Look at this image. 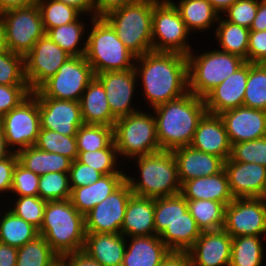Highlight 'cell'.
<instances>
[{"mask_svg":"<svg viewBox=\"0 0 266 266\" xmlns=\"http://www.w3.org/2000/svg\"><path fill=\"white\" fill-rule=\"evenodd\" d=\"M134 70L152 108L189 92L187 56L175 52H148L137 56ZM138 61V62H137Z\"/></svg>","mask_w":266,"mask_h":266,"instance_id":"1","label":"cell"},{"mask_svg":"<svg viewBox=\"0 0 266 266\" xmlns=\"http://www.w3.org/2000/svg\"><path fill=\"white\" fill-rule=\"evenodd\" d=\"M161 150L189 146L198 123L207 112L204 98L191 92L153 108Z\"/></svg>","mask_w":266,"mask_h":266,"instance_id":"2","label":"cell"},{"mask_svg":"<svg viewBox=\"0 0 266 266\" xmlns=\"http://www.w3.org/2000/svg\"><path fill=\"white\" fill-rule=\"evenodd\" d=\"M38 232L61 258L81 251L86 236L84 215L69 199L47 201Z\"/></svg>","mask_w":266,"mask_h":266,"instance_id":"3","label":"cell"},{"mask_svg":"<svg viewBox=\"0 0 266 266\" xmlns=\"http://www.w3.org/2000/svg\"><path fill=\"white\" fill-rule=\"evenodd\" d=\"M136 160L141 179L137 181L126 175L133 195L156 199L180 193L177 162L172 151L161 150L138 156Z\"/></svg>","mask_w":266,"mask_h":266,"instance_id":"4","label":"cell"},{"mask_svg":"<svg viewBox=\"0 0 266 266\" xmlns=\"http://www.w3.org/2000/svg\"><path fill=\"white\" fill-rule=\"evenodd\" d=\"M92 29L87 35L85 58L94 74L125 71L134 68L136 56L117 37L104 18H91Z\"/></svg>","mask_w":266,"mask_h":266,"instance_id":"5","label":"cell"},{"mask_svg":"<svg viewBox=\"0 0 266 266\" xmlns=\"http://www.w3.org/2000/svg\"><path fill=\"white\" fill-rule=\"evenodd\" d=\"M153 1L139 0L114 10L103 17L115 30L117 37L137 57L153 51Z\"/></svg>","mask_w":266,"mask_h":266,"instance_id":"6","label":"cell"},{"mask_svg":"<svg viewBox=\"0 0 266 266\" xmlns=\"http://www.w3.org/2000/svg\"><path fill=\"white\" fill-rule=\"evenodd\" d=\"M187 62L188 90L204 98L246 61L238 55L215 49V51L204 52L198 56H194L192 50L187 55Z\"/></svg>","mask_w":266,"mask_h":266,"instance_id":"7","label":"cell"},{"mask_svg":"<svg viewBox=\"0 0 266 266\" xmlns=\"http://www.w3.org/2000/svg\"><path fill=\"white\" fill-rule=\"evenodd\" d=\"M117 154L128 158L161 151L153 114L137 111L116 120L113 126Z\"/></svg>","mask_w":266,"mask_h":266,"instance_id":"8","label":"cell"},{"mask_svg":"<svg viewBox=\"0 0 266 266\" xmlns=\"http://www.w3.org/2000/svg\"><path fill=\"white\" fill-rule=\"evenodd\" d=\"M92 66L85 56H72L57 73L31 93L35 97L80 101L88 84L94 79Z\"/></svg>","mask_w":266,"mask_h":266,"instance_id":"9","label":"cell"},{"mask_svg":"<svg viewBox=\"0 0 266 266\" xmlns=\"http://www.w3.org/2000/svg\"><path fill=\"white\" fill-rule=\"evenodd\" d=\"M178 9L172 2H154L152 14V48L154 52H175L188 55L191 45Z\"/></svg>","mask_w":266,"mask_h":266,"instance_id":"10","label":"cell"},{"mask_svg":"<svg viewBox=\"0 0 266 266\" xmlns=\"http://www.w3.org/2000/svg\"><path fill=\"white\" fill-rule=\"evenodd\" d=\"M7 50L26 56L45 35L38 4L2 12Z\"/></svg>","mask_w":266,"mask_h":266,"instance_id":"11","label":"cell"},{"mask_svg":"<svg viewBox=\"0 0 266 266\" xmlns=\"http://www.w3.org/2000/svg\"><path fill=\"white\" fill-rule=\"evenodd\" d=\"M8 147L13 152L35 146L40 131V114L37 98L31 93L17 107L5 114L0 122Z\"/></svg>","mask_w":266,"mask_h":266,"instance_id":"12","label":"cell"},{"mask_svg":"<svg viewBox=\"0 0 266 266\" xmlns=\"http://www.w3.org/2000/svg\"><path fill=\"white\" fill-rule=\"evenodd\" d=\"M223 229L232 238L266 233V199L234 198L226 206Z\"/></svg>","mask_w":266,"mask_h":266,"instance_id":"13","label":"cell"},{"mask_svg":"<svg viewBox=\"0 0 266 266\" xmlns=\"http://www.w3.org/2000/svg\"><path fill=\"white\" fill-rule=\"evenodd\" d=\"M71 57L46 34L41 37L24 56L25 78L29 89L37 90Z\"/></svg>","mask_w":266,"mask_h":266,"instance_id":"14","label":"cell"},{"mask_svg":"<svg viewBox=\"0 0 266 266\" xmlns=\"http://www.w3.org/2000/svg\"><path fill=\"white\" fill-rule=\"evenodd\" d=\"M133 195L125 181L116 191L84 215L86 233H121L127 202Z\"/></svg>","mask_w":266,"mask_h":266,"instance_id":"15","label":"cell"},{"mask_svg":"<svg viewBox=\"0 0 266 266\" xmlns=\"http://www.w3.org/2000/svg\"><path fill=\"white\" fill-rule=\"evenodd\" d=\"M39 104L40 129L76 136L84 124L79 101L36 97Z\"/></svg>","mask_w":266,"mask_h":266,"instance_id":"16","label":"cell"},{"mask_svg":"<svg viewBox=\"0 0 266 266\" xmlns=\"http://www.w3.org/2000/svg\"><path fill=\"white\" fill-rule=\"evenodd\" d=\"M219 116L231 145L266 136V111L264 110L240 106L223 111Z\"/></svg>","mask_w":266,"mask_h":266,"instance_id":"17","label":"cell"},{"mask_svg":"<svg viewBox=\"0 0 266 266\" xmlns=\"http://www.w3.org/2000/svg\"><path fill=\"white\" fill-rule=\"evenodd\" d=\"M95 77L105 88L110 110L116 119L139 111L132 108V97L138 77L134 68L125 71H107Z\"/></svg>","mask_w":266,"mask_h":266,"instance_id":"18","label":"cell"},{"mask_svg":"<svg viewBox=\"0 0 266 266\" xmlns=\"http://www.w3.org/2000/svg\"><path fill=\"white\" fill-rule=\"evenodd\" d=\"M229 188L234 198H264L266 167L228 158L224 162Z\"/></svg>","mask_w":266,"mask_h":266,"instance_id":"19","label":"cell"},{"mask_svg":"<svg viewBox=\"0 0 266 266\" xmlns=\"http://www.w3.org/2000/svg\"><path fill=\"white\" fill-rule=\"evenodd\" d=\"M232 237L224 230L203 231L187 251L191 266H230Z\"/></svg>","mask_w":266,"mask_h":266,"instance_id":"20","label":"cell"},{"mask_svg":"<svg viewBox=\"0 0 266 266\" xmlns=\"http://www.w3.org/2000/svg\"><path fill=\"white\" fill-rule=\"evenodd\" d=\"M247 78L248 62H245L204 97L207 112L220 114L243 106Z\"/></svg>","mask_w":266,"mask_h":266,"instance_id":"21","label":"cell"},{"mask_svg":"<svg viewBox=\"0 0 266 266\" xmlns=\"http://www.w3.org/2000/svg\"><path fill=\"white\" fill-rule=\"evenodd\" d=\"M190 146L216 155L224 161L230 158L232 145L219 114L205 113L198 123Z\"/></svg>","mask_w":266,"mask_h":266,"instance_id":"22","label":"cell"},{"mask_svg":"<svg viewBox=\"0 0 266 266\" xmlns=\"http://www.w3.org/2000/svg\"><path fill=\"white\" fill-rule=\"evenodd\" d=\"M177 162L180 184L185 181L212 176L224 169V160L216 155L196 150L189 146L172 150Z\"/></svg>","mask_w":266,"mask_h":266,"instance_id":"23","label":"cell"},{"mask_svg":"<svg viewBox=\"0 0 266 266\" xmlns=\"http://www.w3.org/2000/svg\"><path fill=\"white\" fill-rule=\"evenodd\" d=\"M126 245L121 233H86L82 251L101 266H122Z\"/></svg>","mask_w":266,"mask_h":266,"instance_id":"24","label":"cell"},{"mask_svg":"<svg viewBox=\"0 0 266 266\" xmlns=\"http://www.w3.org/2000/svg\"><path fill=\"white\" fill-rule=\"evenodd\" d=\"M180 194L186 200L219 201L226 206L234 199L230 192L225 169L212 176L199 177L183 182Z\"/></svg>","mask_w":266,"mask_h":266,"instance_id":"25","label":"cell"},{"mask_svg":"<svg viewBox=\"0 0 266 266\" xmlns=\"http://www.w3.org/2000/svg\"><path fill=\"white\" fill-rule=\"evenodd\" d=\"M126 181V174L103 175L87 186L71 189L70 202L79 213L85 215L105 200Z\"/></svg>","mask_w":266,"mask_h":266,"instance_id":"26","label":"cell"},{"mask_svg":"<svg viewBox=\"0 0 266 266\" xmlns=\"http://www.w3.org/2000/svg\"><path fill=\"white\" fill-rule=\"evenodd\" d=\"M121 234L127 238L156 235L154 199L136 195L130 197L127 202Z\"/></svg>","mask_w":266,"mask_h":266,"instance_id":"27","label":"cell"},{"mask_svg":"<svg viewBox=\"0 0 266 266\" xmlns=\"http://www.w3.org/2000/svg\"><path fill=\"white\" fill-rule=\"evenodd\" d=\"M79 103L84 124L114 126L117 119L110 110L105 88L96 77L86 87Z\"/></svg>","mask_w":266,"mask_h":266,"instance_id":"28","label":"cell"},{"mask_svg":"<svg viewBox=\"0 0 266 266\" xmlns=\"http://www.w3.org/2000/svg\"><path fill=\"white\" fill-rule=\"evenodd\" d=\"M131 238L122 266H158L171 251L157 235Z\"/></svg>","mask_w":266,"mask_h":266,"instance_id":"29","label":"cell"},{"mask_svg":"<svg viewBox=\"0 0 266 266\" xmlns=\"http://www.w3.org/2000/svg\"><path fill=\"white\" fill-rule=\"evenodd\" d=\"M18 162L27 170L45 175L50 172H69L72 161L57 153L45 152L30 146L16 152Z\"/></svg>","mask_w":266,"mask_h":266,"instance_id":"30","label":"cell"},{"mask_svg":"<svg viewBox=\"0 0 266 266\" xmlns=\"http://www.w3.org/2000/svg\"><path fill=\"white\" fill-rule=\"evenodd\" d=\"M200 234L201 230L188 210L183 217L175 219L169 224L159 238L171 251L187 252Z\"/></svg>","mask_w":266,"mask_h":266,"instance_id":"31","label":"cell"},{"mask_svg":"<svg viewBox=\"0 0 266 266\" xmlns=\"http://www.w3.org/2000/svg\"><path fill=\"white\" fill-rule=\"evenodd\" d=\"M172 3L178 9L189 32L206 31L213 26L212 23L219 21V13L208 0H180L178 5L174 1Z\"/></svg>","mask_w":266,"mask_h":266,"instance_id":"32","label":"cell"},{"mask_svg":"<svg viewBox=\"0 0 266 266\" xmlns=\"http://www.w3.org/2000/svg\"><path fill=\"white\" fill-rule=\"evenodd\" d=\"M38 236L39 232L36 227L19 218L10 210L0 217L1 243L19 248Z\"/></svg>","mask_w":266,"mask_h":266,"instance_id":"33","label":"cell"},{"mask_svg":"<svg viewBox=\"0 0 266 266\" xmlns=\"http://www.w3.org/2000/svg\"><path fill=\"white\" fill-rule=\"evenodd\" d=\"M220 18L221 15L215 30V36L221 44L220 51L238 55L247 62L250 29Z\"/></svg>","mask_w":266,"mask_h":266,"instance_id":"34","label":"cell"},{"mask_svg":"<svg viewBox=\"0 0 266 266\" xmlns=\"http://www.w3.org/2000/svg\"><path fill=\"white\" fill-rule=\"evenodd\" d=\"M188 210L203 231L223 229L226 205L212 200H187Z\"/></svg>","mask_w":266,"mask_h":266,"instance_id":"35","label":"cell"},{"mask_svg":"<svg viewBox=\"0 0 266 266\" xmlns=\"http://www.w3.org/2000/svg\"><path fill=\"white\" fill-rule=\"evenodd\" d=\"M61 257L39 235L17 248L16 266H53Z\"/></svg>","mask_w":266,"mask_h":266,"instance_id":"36","label":"cell"},{"mask_svg":"<svg viewBox=\"0 0 266 266\" xmlns=\"http://www.w3.org/2000/svg\"><path fill=\"white\" fill-rule=\"evenodd\" d=\"M80 16L71 23L57 26L46 31V35L71 56H85L87 42L83 48L78 47L81 37L86 32L85 25L79 20Z\"/></svg>","mask_w":266,"mask_h":266,"instance_id":"37","label":"cell"},{"mask_svg":"<svg viewBox=\"0 0 266 266\" xmlns=\"http://www.w3.org/2000/svg\"><path fill=\"white\" fill-rule=\"evenodd\" d=\"M188 211L187 200L179 193L154 199L155 232L160 236L175 219Z\"/></svg>","mask_w":266,"mask_h":266,"instance_id":"38","label":"cell"},{"mask_svg":"<svg viewBox=\"0 0 266 266\" xmlns=\"http://www.w3.org/2000/svg\"><path fill=\"white\" fill-rule=\"evenodd\" d=\"M261 236H237L232 238L230 266H261L263 245Z\"/></svg>","mask_w":266,"mask_h":266,"instance_id":"39","label":"cell"},{"mask_svg":"<svg viewBox=\"0 0 266 266\" xmlns=\"http://www.w3.org/2000/svg\"><path fill=\"white\" fill-rule=\"evenodd\" d=\"M243 106L266 111V64L248 62Z\"/></svg>","mask_w":266,"mask_h":266,"instance_id":"40","label":"cell"},{"mask_svg":"<svg viewBox=\"0 0 266 266\" xmlns=\"http://www.w3.org/2000/svg\"><path fill=\"white\" fill-rule=\"evenodd\" d=\"M77 151H95L103 148H116L113 127L83 124L76 134Z\"/></svg>","mask_w":266,"mask_h":266,"instance_id":"41","label":"cell"},{"mask_svg":"<svg viewBox=\"0 0 266 266\" xmlns=\"http://www.w3.org/2000/svg\"><path fill=\"white\" fill-rule=\"evenodd\" d=\"M35 146L45 152L61 154L72 162L78 156L76 136H65L48 129H40Z\"/></svg>","mask_w":266,"mask_h":266,"instance_id":"42","label":"cell"},{"mask_svg":"<svg viewBox=\"0 0 266 266\" xmlns=\"http://www.w3.org/2000/svg\"><path fill=\"white\" fill-rule=\"evenodd\" d=\"M45 32L51 28L74 22L82 15L74 7L57 0H38Z\"/></svg>","mask_w":266,"mask_h":266,"instance_id":"43","label":"cell"},{"mask_svg":"<svg viewBox=\"0 0 266 266\" xmlns=\"http://www.w3.org/2000/svg\"><path fill=\"white\" fill-rule=\"evenodd\" d=\"M71 188L68 172H50L40 176L38 196L46 201L70 198Z\"/></svg>","mask_w":266,"mask_h":266,"instance_id":"44","label":"cell"},{"mask_svg":"<svg viewBox=\"0 0 266 266\" xmlns=\"http://www.w3.org/2000/svg\"><path fill=\"white\" fill-rule=\"evenodd\" d=\"M0 84L28 85L25 78L23 55L7 49L0 51Z\"/></svg>","mask_w":266,"mask_h":266,"instance_id":"45","label":"cell"},{"mask_svg":"<svg viewBox=\"0 0 266 266\" xmlns=\"http://www.w3.org/2000/svg\"><path fill=\"white\" fill-rule=\"evenodd\" d=\"M117 155L116 148H103L93 152L78 151L77 160L96 169L103 175L124 174V172L117 170L115 167L118 159Z\"/></svg>","mask_w":266,"mask_h":266,"instance_id":"46","label":"cell"},{"mask_svg":"<svg viewBox=\"0 0 266 266\" xmlns=\"http://www.w3.org/2000/svg\"><path fill=\"white\" fill-rule=\"evenodd\" d=\"M18 197L14 201V207L11 206L9 210L39 230L43 222L47 201L39 196Z\"/></svg>","mask_w":266,"mask_h":266,"instance_id":"47","label":"cell"},{"mask_svg":"<svg viewBox=\"0 0 266 266\" xmlns=\"http://www.w3.org/2000/svg\"><path fill=\"white\" fill-rule=\"evenodd\" d=\"M230 159L243 163H256L266 167V136L232 144Z\"/></svg>","mask_w":266,"mask_h":266,"instance_id":"48","label":"cell"},{"mask_svg":"<svg viewBox=\"0 0 266 266\" xmlns=\"http://www.w3.org/2000/svg\"><path fill=\"white\" fill-rule=\"evenodd\" d=\"M40 176L17 162L12 177L11 191L17 196H38Z\"/></svg>","mask_w":266,"mask_h":266,"instance_id":"49","label":"cell"},{"mask_svg":"<svg viewBox=\"0 0 266 266\" xmlns=\"http://www.w3.org/2000/svg\"><path fill=\"white\" fill-rule=\"evenodd\" d=\"M258 10V0H237L223 13L226 20L250 29Z\"/></svg>","mask_w":266,"mask_h":266,"instance_id":"50","label":"cell"},{"mask_svg":"<svg viewBox=\"0 0 266 266\" xmlns=\"http://www.w3.org/2000/svg\"><path fill=\"white\" fill-rule=\"evenodd\" d=\"M31 92L28 85L0 84V122L5 114L17 107Z\"/></svg>","mask_w":266,"mask_h":266,"instance_id":"51","label":"cell"},{"mask_svg":"<svg viewBox=\"0 0 266 266\" xmlns=\"http://www.w3.org/2000/svg\"><path fill=\"white\" fill-rule=\"evenodd\" d=\"M69 174L70 188L87 186L99 180L103 174L77 159L71 163Z\"/></svg>","mask_w":266,"mask_h":266,"instance_id":"52","label":"cell"},{"mask_svg":"<svg viewBox=\"0 0 266 266\" xmlns=\"http://www.w3.org/2000/svg\"><path fill=\"white\" fill-rule=\"evenodd\" d=\"M247 62H266V30L250 31L248 40Z\"/></svg>","mask_w":266,"mask_h":266,"instance_id":"53","label":"cell"},{"mask_svg":"<svg viewBox=\"0 0 266 266\" xmlns=\"http://www.w3.org/2000/svg\"><path fill=\"white\" fill-rule=\"evenodd\" d=\"M18 162L16 152L0 161V193L11 191L13 170Z\"/></svg>","mask_w":266,"mask_h":266,"instance_id":"54","label":"cell"},{"mask_svg":"<svg viewBox=\"0 0 266 266\" xmlns=\"http://www.w3.org/2000/svg\"><path fill=\"white\" fill-rule=\"evenodd\" d=\"M137 1L139 0H95V17L103 18L110 12Z\"/></svg>","mask_w":266,"mask_h":266,"instance_id":"55","label":"cell"},{"mask_svg":"<svg viewBox=\"0 0 266 266\" xmlns=\"http://www.w3.org/2000/svg\"><path fill=\"white\" fill-rule=\"evenodd\" d=\"M67 266H101L94 259L89 257L85 252L78 251L68 253L62 257Z\"/></svg>","mask_w":266,"mask_h":266,"instance_id":"56","label":"cell"},{"mask_svg":"<svg viewBox=\"0 0 266 266\" xmlns=\"http://www.w3.org/2000/svg\"><path fill=\"white\" fill-rule=\"evenodd\" d=\"M158 266H191L188 252L170 251Z\"/></svg>","mask_w":266,"mask_h":266,"instance_id":"57","label":"cell"},{"mask_svg":"<svg viewBox=\"0 0 266 266\" xmlns=\"http://www.w3.org/2000/svg\"><path fill=\"white\" fill-rule=\"evenodd\" d=\"M17 248L0 242V266H16Z\"/></svg>","mask_w":266,"mask_h":266,"instance_id":"58","label":"cell"},{"mask_svg":"<svg viewBox=\"0 0 266 266\" xmlns=\"http://www.w3.org/2000/svg\"><path fill=\"white\" fill-rule=\"evenodd\" d=\"M66 5L74 7L78 10L82 15L92 13L93 18H95V0H57Z\"/></svg>","mask_w":266,"mask_h":266,"instance_id":"59","label":"cell"},{"mask_svg":"<svg viewBox=\"0 0 266 266\" xmlns=\"http://www.w3.org/2000/svg\"><path fill=\"white\" fill-rule=\"evenodd\" d=\"M266 30V0H258V10L250 26V31Z\"/></svg>","mask_w":266,"mask_h":266,"instance_id":"60","label":"cell"},{"mask_svg":"<svg viewBox=\"0 0 266 266\" xmlns=\"http://www.w3.org/2000/svg\"><path fill=\"white\" fill-rule=\"evenodd\" d=\"M38 2V0H0V12L10 9L29 7Z\"/></svg>","mask_w":266,"mask_h":266,"instance_id":"61","label":"cell"},{"mask_svg":"<svg viewBox=\"0 0 266 266\" xmlns=\"http://www.w3.org/2000/svg\"><path fill=\"white\" fill-rule=\"evenodd\" d=\"M11 150L6 143L4 130L0 123V161L10 156L13 153Z\"/></svg>","mask_w":266,"mask_h":266,"instance_id":"62","label":"cell"},{"mask_svg":"<svg viewBox=\"0 0 266 266\" xmlns=\"http://www.w3.org/2000/svg\"><path fill=\"white\" fill-rule=\"evenodd\" d=\"M212 7L218 12L223 13L237 0H208Z\"/></svg>","mask_w":266,"mask_h":266,"instance_id":"63","label":"cell"},{"mask_svg":"<svg viewBox=\"0 0 266 266\" xmlns=\"http://www.w3.org/2000/svg\"><path fill=\"white\" fill-rule=\"evenodd\" d=\"M5 30L3 25V17L0 12V51L6 50Z\"/></svg>","mask_w":266,"mask_h":266,"instance_id":"64","label":"cell"},{"mask_svg":"<svg viewBox=\"0 0 266 266\" xmlns=\"http://www.w3.org/2000/svg\"><path fill=\"white\" fill-rule=\"evenodd\" d=\"M53 266H67L66 263L61 258L57 263H55Z\"/></svg>","mask_w":266,"mask_h":266,"instance_id":"65","label":"cell"},{"mask_svg":"<svg viewBox=\"0 0 266 266\" xmlns=\"http://www.w3.org/2000/svg\"><path fill=\"white\" fill-rule=\"evenodd\" d=\"M154 2H172L171 0H152Z\"/></svg>","mask_w":266,"mask_h":266,"instance_id":"66","label":"cell"},{"mask_svg":"<svg viewBox=\"0 0 266 266\" xmlns=\"http://www.w3.org/2000/svg\"><path fill=\"white\" fill-rule=\"evenodd\" d=\"M264 198L266 199V187H265V192H264Z\"/></svg>","mask_w":266,"mask_h":266,"instance_id":"67","label":"cell"}]
</instances>
